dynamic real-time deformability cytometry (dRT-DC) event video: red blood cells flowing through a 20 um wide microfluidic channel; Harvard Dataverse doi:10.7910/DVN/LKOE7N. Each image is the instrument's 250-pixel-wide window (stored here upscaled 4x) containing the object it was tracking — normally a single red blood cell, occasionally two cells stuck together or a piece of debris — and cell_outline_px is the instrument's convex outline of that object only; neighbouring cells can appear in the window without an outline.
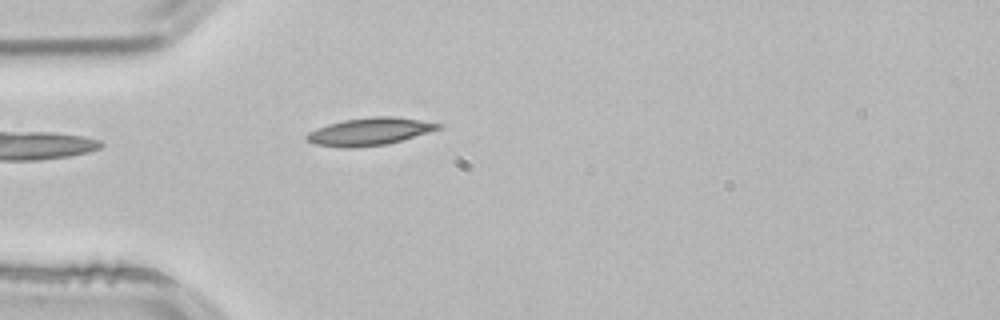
{"species": "common noctule bat (a hibernating species)", "species_latin": "Nyctalus noctula", "temperature_condition": "room temperature", "stored_images_in_passage": 4, "camera_frame_rate_fps": 3000, "um_per_image_px": 0.085, "animal": {"sex": "male", "body_mass_g": 21.5, "forearm_length_mm": 52.0}, "frame": {"image": 1, "passage_image": 4, "time_ms": 1.0, "image_size_px": [1000, 320], "cell_outline_px": [[444, 128], [388, 144], [316, 144], [308, 140], [304, 136], [308, 132], [316, 128], [328, 124], [344, 120], [372, 116], [392, 116], [420, 120], [444, 124]], "centroid_in_image_um": [31.55, 11.11], "position_along_channel_um": 53.5, "area_um2": 20.06}}